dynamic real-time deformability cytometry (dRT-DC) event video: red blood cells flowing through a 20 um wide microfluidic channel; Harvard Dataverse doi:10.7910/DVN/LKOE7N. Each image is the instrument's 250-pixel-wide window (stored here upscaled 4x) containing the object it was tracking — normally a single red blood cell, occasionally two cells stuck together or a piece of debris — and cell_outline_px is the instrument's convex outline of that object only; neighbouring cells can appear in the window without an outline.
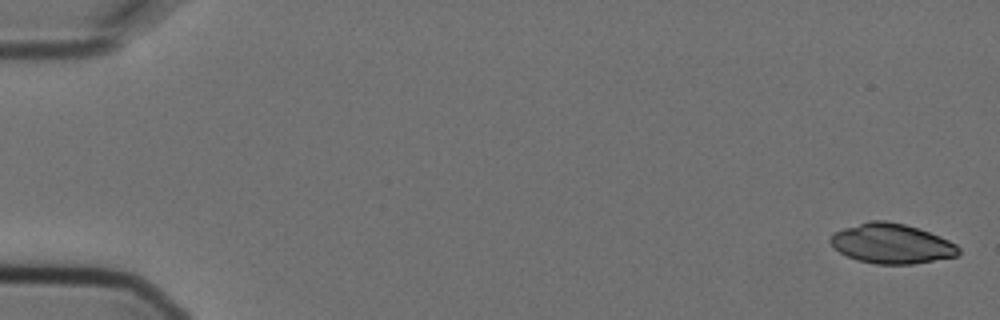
{"species": "Egyptian fruit bat (a non-hibernating species)", "species_latin": "Rousettus aegyptiacus", "temperature_condition": "cold", "stored_images_in_passage": 5, "camera_frame_rate_fps": 3000, "um_per_image_px": 0.085, "animal": {"sex": "female"}, "frame": {"image": 1, "passage_image": 1, "time_ms": 0.0, "image_size_px": [1000, 320], "cell_outline_px": [[960, 252], [956, 256], [912, 264], [876, 264], [856, 260], [840, 252], [828, 240], [832, 232], [844, 228], [872, 220], [884, 220], [904, 224], [940, 236], [956, 244], [960, 248]], "centroid_in_image_um": [75.77, 20.71], "position_along_channel_um": 9.2, "area_um2": 29.54}}